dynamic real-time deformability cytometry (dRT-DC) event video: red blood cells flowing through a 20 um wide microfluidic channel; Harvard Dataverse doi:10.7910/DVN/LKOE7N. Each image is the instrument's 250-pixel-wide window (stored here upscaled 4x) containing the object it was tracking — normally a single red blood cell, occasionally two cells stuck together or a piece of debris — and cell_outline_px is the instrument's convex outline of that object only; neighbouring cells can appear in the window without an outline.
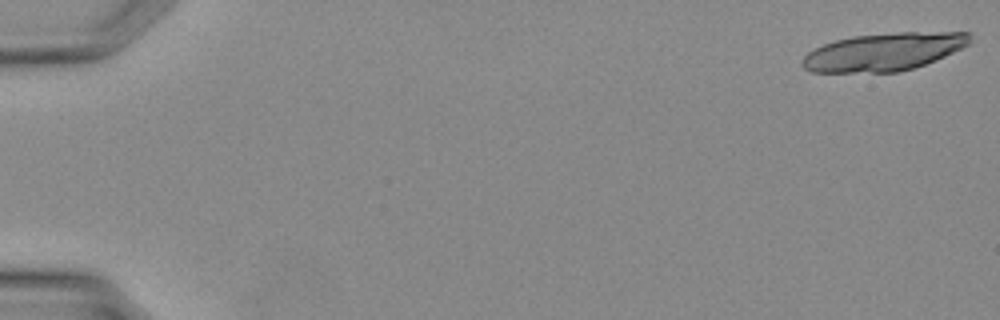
{"species": "Egyptian fruit bat (a non-hibernating species)", "species_latin": "Rousettus aegyptiacus", "temperature_condition": "warm", "stored_images_in_passage": 5, "camera_frame_rate_fps": 3000, "um_per_image_px": 0.085, "animal": {"sex": "female"}, "frame": {"image": 1, "passage_image": 1, "time_ms": 0.0, "image_size_px": [1000, 320], "cell_outline_px": [[972, 40], [968, 44], [936, 60], [912, 68], [896, 72], [812, 72], [804, 68], [800, 64], [800, 60], [808, 52], [824, 44], [836, 40], [852, 36], [900, 32], [972, 32]], "centroid_in_image_um": [75.11, 4.4], "position_along_channel_um": 9.9, "area_um2": 36.82}}